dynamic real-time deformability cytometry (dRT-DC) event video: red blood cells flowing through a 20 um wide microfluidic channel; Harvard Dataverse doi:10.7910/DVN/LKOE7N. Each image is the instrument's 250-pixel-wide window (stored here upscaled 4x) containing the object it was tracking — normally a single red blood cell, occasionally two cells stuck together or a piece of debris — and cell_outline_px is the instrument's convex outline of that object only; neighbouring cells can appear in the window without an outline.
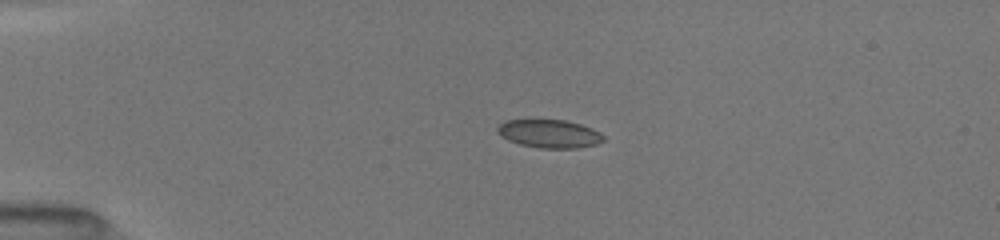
{"species": "common noctule bat (a hibernating species)", "species_latin": "Nyctalus noctula", "temperature_condition": "room temperature", "stored_images_in_passage": 51, "camera_frame_rate_fps": 3000, "um_per_image_px": 0.085, "animal": {"sex": "female", "body_mass_g": 19.5, "forearm_length_mm": 54.1}, "frame": {"image": 1, "passage_image": 1, "time_ms": 0.0, "image_size_px": [1000, 240], "cell_outline_px": [[604, 140], [596, 144], [576, 148], [540, 148], [520, 144], [508, 140], [500, 136], [496, 132], [496, 128], [504, 120], [564, 120], [580, 124], [592, 128], [600, 132], [604, 136]], "centroid_in_image_um": [46.67, 11.36], "position_along_channel_um": 38.3, "area_um2": 17.46}}
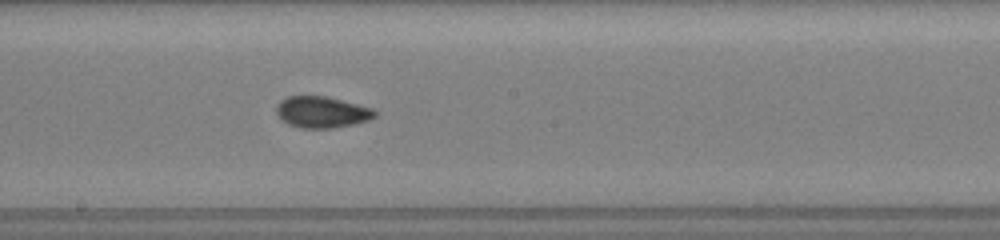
{"frame": {"image": 2, "passage_image": 19, "time_ms": 5.667, "image_size_px": [1000, 240], "cell_outline_px": [[376, 116], [368, 120], [356, 124], [332, 128], [300, 128], [288, 124], [280, 120], [276, 112], [276, 104], [280, 100], [288, 96], [328, 96], [372, 108], [376, 112]], "centroid_in_image_um": [27.33, 9.53], "position_along_channel_um": 220.9, "area_um2": 18.21}}
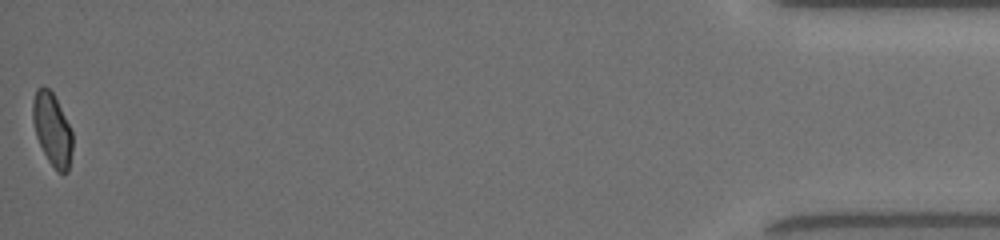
{"frame": {"image": 3, "passage_image": 51, "time_ms": 13.0, "image_size_px": [1000, 240], "cell_outline_px": [[72, 152], [68, 172], [56, 172], [48, 160], [36, 136], [32, 120], [32, 100], [36, 88], [48, 88], [52, 92], [72, 132]], "centroid_in_image_um": [4.42, 11.02], "position_along_channel_um": 430.8, "area_um2": 16.59}, "authors_computed_cell_mechanics": {"area_um2": 17.4556, "velocity_mm_per_s": 4.0404, "shape_relaxation_time_tau1_ms": null, "shape_relaxation_time_tau2_ms": 2.289, "deformation_change_tau1": null, "deformation_change_tau2": 0.0442}}